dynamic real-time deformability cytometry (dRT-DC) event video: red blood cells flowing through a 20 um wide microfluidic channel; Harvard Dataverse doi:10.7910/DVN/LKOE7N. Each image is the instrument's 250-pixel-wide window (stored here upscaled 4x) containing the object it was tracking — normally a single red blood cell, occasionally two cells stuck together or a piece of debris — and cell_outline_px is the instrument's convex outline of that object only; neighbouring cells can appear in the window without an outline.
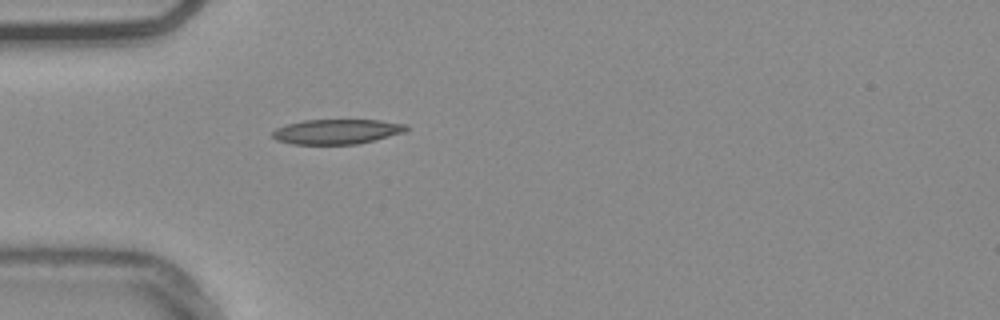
{"species": "common noctule bat (a hibernating species)", "species_latin": "Nyctalus noctula", "temperature_condition": "warm", "stored_images_in_passage": 39, "camera_frame_rate_fps": 3000, "um_per_image_px": 0.085, "animal": {"sex": "male", "body_mass_g": 20.4}, "frame": {"image": 1, "passage_image": 1, "time_ms": 0.0, "image_size_px": [1000, 320], "cell_outline_px": [[408, 128], [404, 132], [356, 144], [292, 144], [276, 140], [272, 136], [272, 132], [276, 128], [288, 124], [304, 120], [380, 120], [408, 124]], "centroid_in_image_um": [28.61, 11.18], "position_along_channel_um": 56.4, "area_um2": 19.25}}